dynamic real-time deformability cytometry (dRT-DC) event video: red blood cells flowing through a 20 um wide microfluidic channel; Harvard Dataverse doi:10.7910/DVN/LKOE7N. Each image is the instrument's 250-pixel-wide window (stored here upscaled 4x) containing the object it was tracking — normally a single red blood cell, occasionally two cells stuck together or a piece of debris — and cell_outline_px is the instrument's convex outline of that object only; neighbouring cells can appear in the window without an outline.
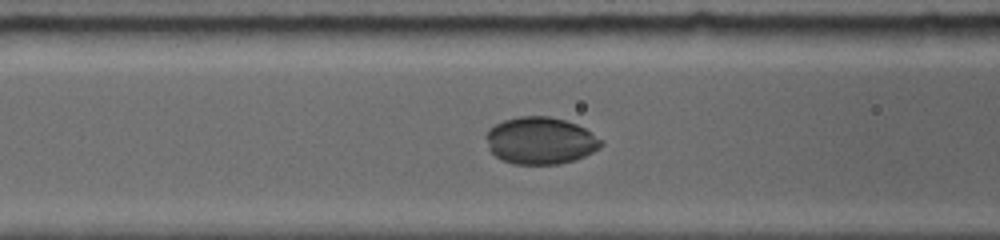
{"species": "common noctule bat (a hibernating species)", "species_latin": "Nyctalus noctula", "temperature_condition": "room temperature", "stored_images_in_passage": 31, "camera_frame_rate_fps": 5000, "um_per_image_px": 0.085, "animal": {"sex": "female", "body_mass_g": 19.0, "forearm_length_mm": 56.7}, "frame": {"image": 1, "passage_image": 12, "time_ms": 5.2, "image_size_px": [1000, 240], "cell_outline_px": [[600, 144], [592, 152], [576, 160], [560, 164], [512, 164], [496, 156], [492, 152], [488, 140], [488, 132], [496, 124], [504, 120], [520, 116], [548, 116], [564, 120], [576, 124], [584, 128], [600, 140]], "centroid_in_image_um": [45.94, 11.96], "position_along_channel_um": 120.7, "area_um2": 30.81}}
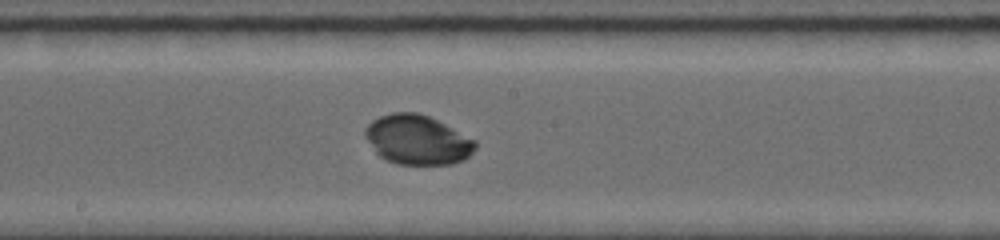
{"frame": {"image": 2, "passage_image": 18, "time_ms": 7.6, "image_size_px": [1000, 240], "cell_outline_px": [[476, 148], [464, 160], [452, 164], [396, 164], [380, 156], [376, 152], [364, 136], [364, 132], [368, 124], [372, 120], [380, 116], [392, 112], [416, 112], [428, 116], [476, 140]], "centroid_in_image_um": [35.47, 11.88], "position_along_channel_um": 212.7, "area_um2": 31.56}}
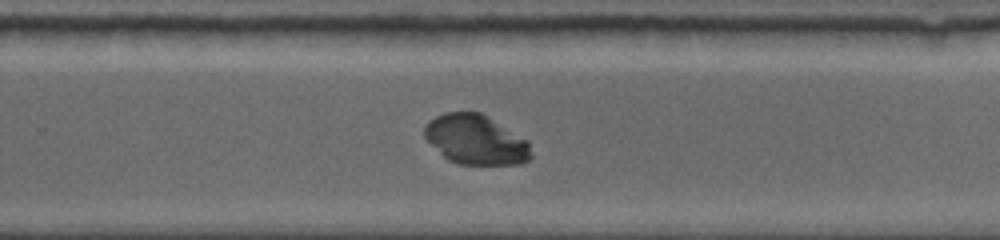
{"frame": {"image": 3, "passage_image": 23, "time_ms": 9.6, "image_size_px": [1000, 240], "cell_outline_px": [[532, 156], [528, 160], [520, 164], [456, 164], [448, 160], [424, 136], [424, 128], [428, 120], [444, 112], [480, 112], [528, 140]], "centroid_in_image_um": [40.44, 11.87], "position_along_channel_um": 289.4, "area_um2": 30.69}}